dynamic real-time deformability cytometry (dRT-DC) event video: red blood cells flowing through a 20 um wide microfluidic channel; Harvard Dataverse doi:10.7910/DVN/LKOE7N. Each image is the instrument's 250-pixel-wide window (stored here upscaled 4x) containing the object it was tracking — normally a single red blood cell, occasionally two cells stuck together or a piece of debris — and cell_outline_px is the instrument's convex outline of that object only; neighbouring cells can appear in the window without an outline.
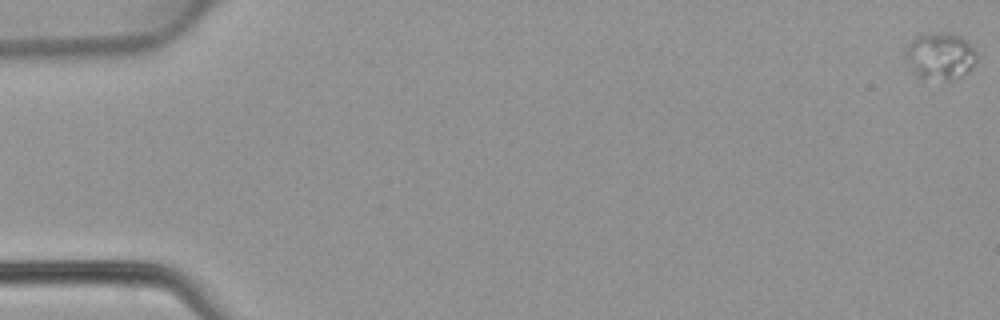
{"species": "common noctule bat (a hibernating species)", "species_latin": "Nyctalus noctula", "temperature_condition": "warm", "stored_images_in_passage": 50, "camera_frame_rate_fps": 3000, "um_per_image_px": 0.085, "animal": {"sex": "female", "body_mass_g": 22.7, "forearm_length_mm": 54.2}, "frame": {"image": 1, "passage_image": 1, "time_ms": 0.0, "image_size_px": [1000, 320], "cell_outline_px": [[976, 60], [968, 72], [952, 80], [944, 80], [916, 76], [904, 56], [904, 52], [908, 44], [912, 40], [920, 36], [936, 32], [948, 32], [960, 36], [976, 52]], "centroid_in_image_um": [79.9, 4.77], "position_along_channel_um": 5.1, "area_um2": 19.19}}
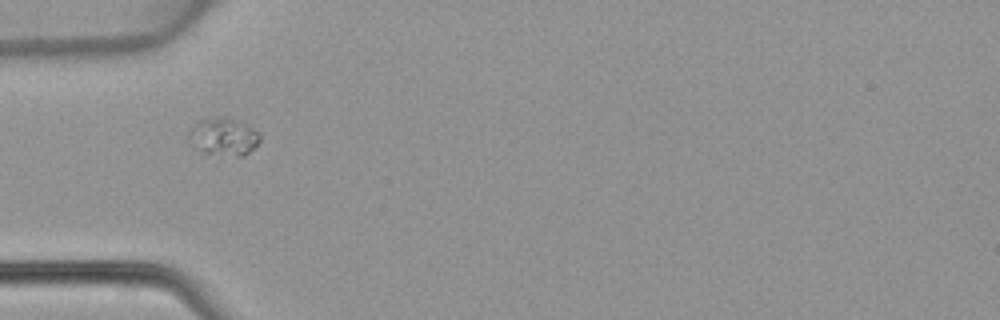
{"frame": {"image": 2, "passage_image": 17, "time_ms": 5.333, "image_size_px": [1000, 320], "cell_outline_px": [[260, 140], [244, 156], [236, 156], [204, 152], [188, 136], [188, 132], [196, 120], [220, 116], [224, 116], [236, 120], [252, 128], [260, 136]], "centroid_in_image_um": [19.0, 11.58], "position_along_channel_um": 66.0, "area_um2": 15.09}}
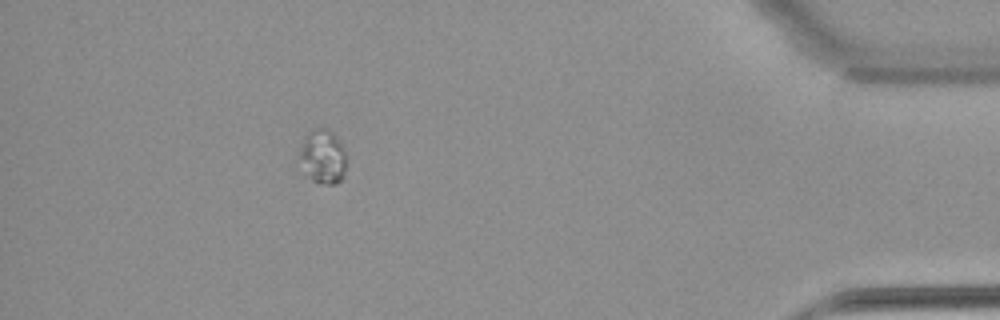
{"frame": {"image": 3, "passage_image": 45, "time_ms": 14.667, "image_size_px": [1000, 320], "cell_outline_px": [[344, 176], [336, 184], [324, 184], [312, 180], [296, 172], [296, 156], [300, 144], [304, 136], [312, 128], [328, 128], [332, 132], [340, 144], [344, 152]], "centroid_in_image_um": [27.27, 13.35], "position_along_channel_um": 407.9, "area_um2": 15.66}}